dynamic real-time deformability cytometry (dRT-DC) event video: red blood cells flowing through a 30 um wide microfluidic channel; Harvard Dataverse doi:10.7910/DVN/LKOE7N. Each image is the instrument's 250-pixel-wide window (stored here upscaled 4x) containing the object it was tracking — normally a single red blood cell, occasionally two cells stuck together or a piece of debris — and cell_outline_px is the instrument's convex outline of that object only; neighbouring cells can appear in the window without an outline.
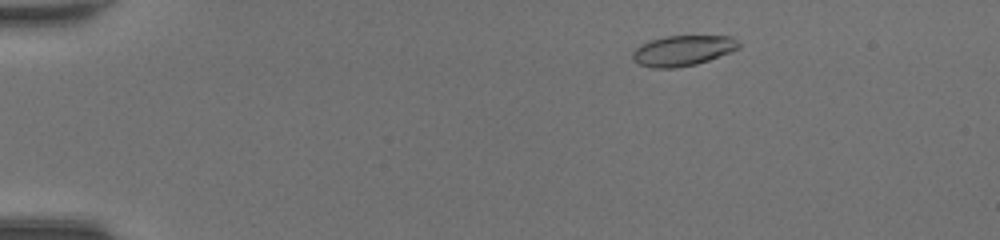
{"species": "common noctule bat (a hibernating species)", "species_latin": "Nyctalus noctula", "temperature_condition": "room temperature", "stored_images_in_passage": 37, "camera_frame_rate_fps": 3000, "um_per_image_px": 0.085, "animal": {"sex": "female", "body_mass_g": 20.0, "forearm_length_mm": 54.0}, "frame": {"image": 1, "passage_image": 6, "time_ms": 1.667, "image_size_px": [1000, 240], "cell_outline_px": [[740, 48], [708, 60], [696, 64], [676, 68], [652, 68], [640, 64], [632, 60], [632, 52], [640, 44], [648, 40], [668, 36], [732, 36], [740, 44]], "centroid_in_image_um": [58.0, 4.3], "position_along_channel_um": 27.0, "area_um2": 18.84}}
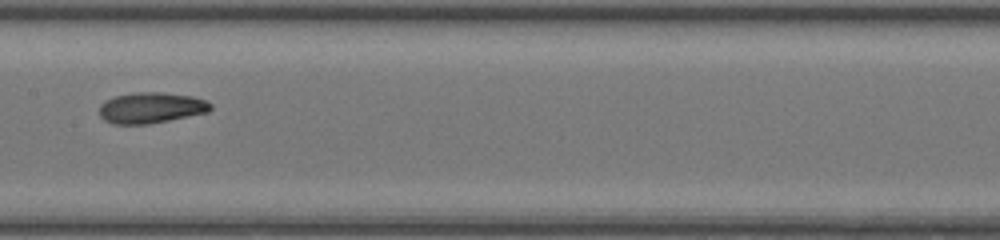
{"frame": {"image": 2, "passage_image": 24, "time_ms": 7.667, "image_size_px": [1000, 240], "cell_outline_px": [[212, 108], [208, 112], [148, 124], [112, 124], [104, 120], [100, 116], [100, 104], [104, 100], [116, 96], [132, 92], [160, 92], [192, 96], [204, 100], [212, 104]], "centroid_in_image_um": [12.81, 9.16], "position_along_channel_um": 194.6, "area_um2": 20.0}}
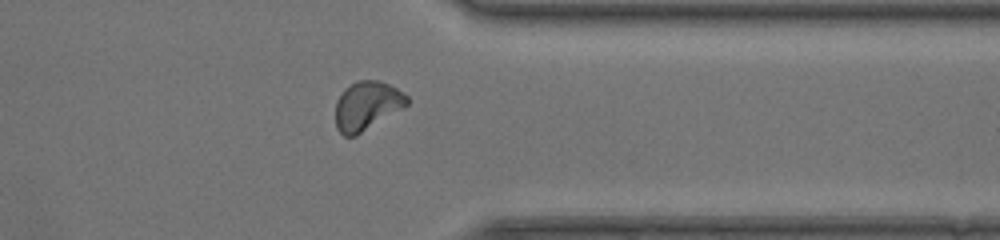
{"frame": {"image": 3, "passage_image": 37, "time_ms": 12.0, "image_size_px": [1000, 240], "cell_outline_px": [[408, 104], [404, 108], [356, 136], [344, 136], [336, 128], [336, 100], [344, 88], [356, 80], [380, 80], [396, 88], [408, 96]], "centroid_in_image_um": [31.18, 8.98], "position_along_channel_um": 380.2, "area_um2": 20.52}, "authors_computed_cell_mechanics": {"area_um2": 19.3052, "velocity_mm_per_s": 4.3603, "shape_relaxation_time_tau1_ms": 7.6564, "shape_relaxation_time_tau2_ms": 2.3199, "deformation_change_tau1": 0.2027, "deformation_change_tau2": 0.0726}}